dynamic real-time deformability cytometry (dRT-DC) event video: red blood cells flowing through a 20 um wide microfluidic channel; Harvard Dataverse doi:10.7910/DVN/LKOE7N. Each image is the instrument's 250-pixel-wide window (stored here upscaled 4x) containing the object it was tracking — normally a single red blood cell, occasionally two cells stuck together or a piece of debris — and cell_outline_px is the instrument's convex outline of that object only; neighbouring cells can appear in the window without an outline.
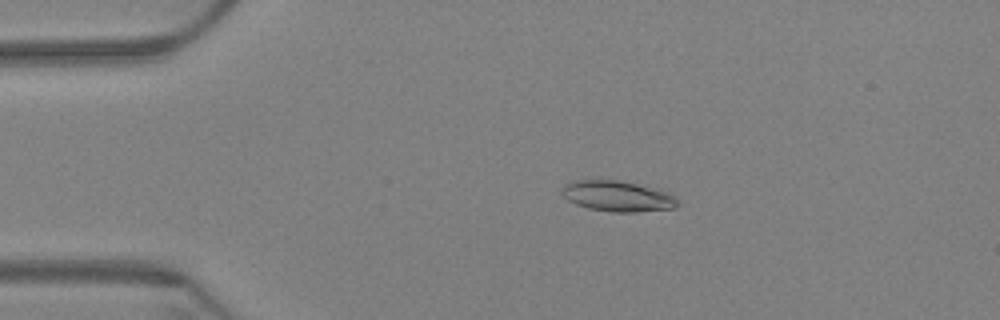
{"species": "Egyptian fruit bat (a non-hibernating species)", "species_latin": "Rousettus aegyptiacus", "temperature_condition": "warm", "stored_images_in_passage": 62, "camera_frame_rate_fps": 3000, "um_per_image_px": 0.085, "animal": {"sex": "female"}, "frame": {"image": 1, "passage_image": 13, "time_ms": 4.0, "image_size_px": [1000, 320], "cell_outline_px": [[680, 204], [672, 208], [636, 212], [612, 212], [588, 208], [576, 204], [568, 200], [560, 192], [564, 184], [576, 180], [616, 180], [660, 188], [676, 196], [680, 200]], "centroid_in_image_um": [52.54, 16.67], "position_along_channel_um": 32.5, "area_um2": 20.92}}
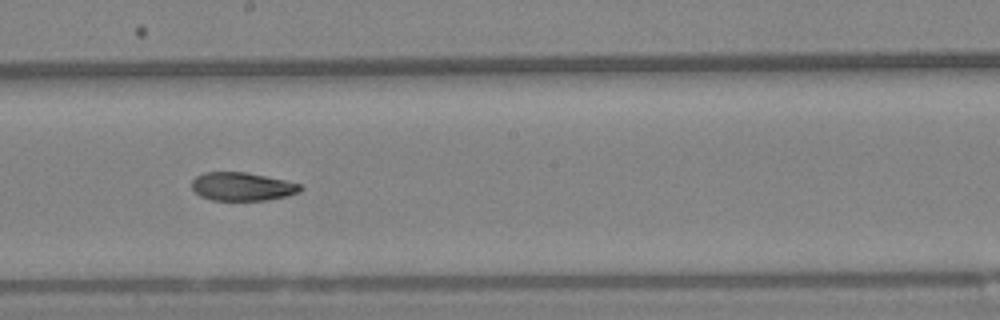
{"frame": {"image": 2, "passage_image": 35, "time_ms": 11.333, "image_size_px": [1000, 320], "cell_outline_px": [[304, 188], [300, 192], [288, 196], [264, 200], [212, 200], [200, 196], [192, 188], [192, 180], [196, 176], [204, 172], [244, 172], [284, 180], [300, 184]], "centroid_in_image_um": [20.59, 15.86], "position_along_channel_um": 227.6, "area_um2": 17.86}}
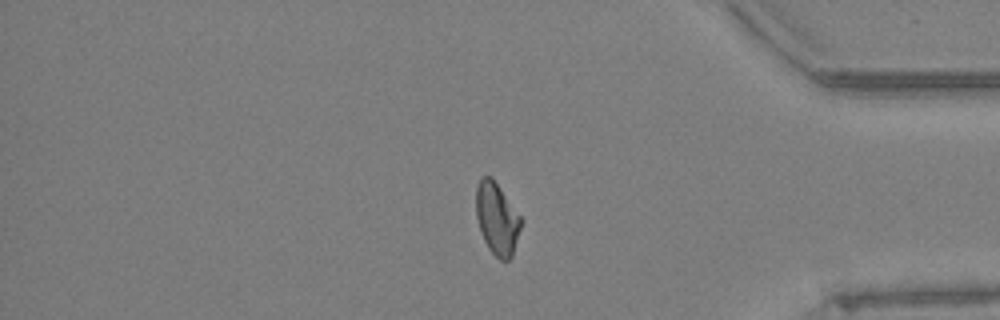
{"frame": {"image": 3, "passage_image": 52, "time_ms": 17.0, "image_size_px": [1000, 320], "cell_outline_px": [[524, 220], [512, 256], [508, 260], [500, 260], [488, 248], [480, 232], [476, 216], [476, 188], [480, 176], [492, 176]], "centroid_in_image_um": [42.25, 18.57], "position_along_channel_um": 392.9, "area_um2": 19.19}, "authors_computed_cell_mechanics": {"area_um2": 19.3052, "velocity_mm_per_s": 3.3421, "shape_relaxation_time_tau1_ms": 9.6615, "shape_relaxation_time_tau2_ms": 3.8391, "deformation_change_tau1": 0.2177, "deformation_change_tau2": 0.0905}}